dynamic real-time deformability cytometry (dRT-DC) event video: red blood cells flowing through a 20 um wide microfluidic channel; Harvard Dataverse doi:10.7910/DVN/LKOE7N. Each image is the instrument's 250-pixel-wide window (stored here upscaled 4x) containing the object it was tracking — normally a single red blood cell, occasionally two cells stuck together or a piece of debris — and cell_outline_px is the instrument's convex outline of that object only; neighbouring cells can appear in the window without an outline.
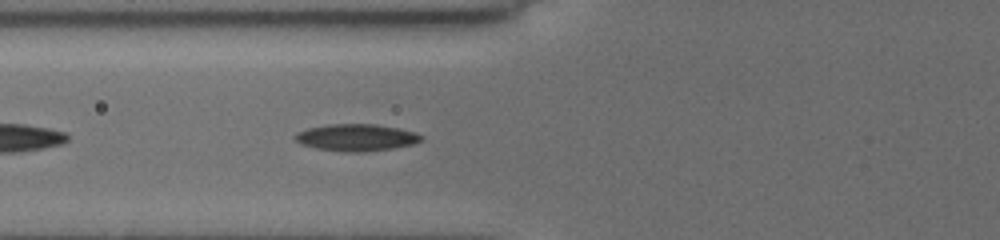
{"species": "common noctule bat (a hibernating species)", "species_latin": "Nyctalus noctula", "temperature_condition": "cold", "stored_images_in_passage": 37, "camera_frame_rate_fps": 3000, "um_per_image_px": 0.085, "animal": {"sex": "female", "body_mass_g": 19.5, "forearm_length_mm": 54.1}, "frame": {"image": 1, "passage_image": 5, "time_ms": 1.333, "image_size_px": [1000, 240], "cell_outline_px": [[424, 140], [412, 144], [392, 148], [364, 152], [348, 152], [316, 148], [300, 144], [292, 136], [296, 132], [308, 128], [328, 124], [376, 124], [400, 128], [416, 132], [424, 136]], "centroid_in_image_um": [30.3, 11.68], "position_along_channel_um": 95.5, "area_um2": 20.0}}
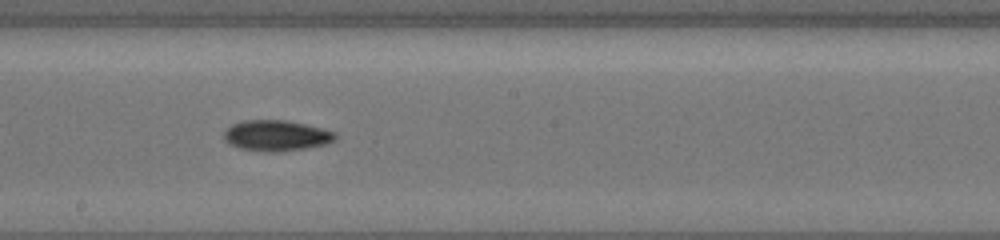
{"frame": {"image": 2, "passage_image": 15, "time_ms": 4.667, "image_size_px": [1000, 240], "cell_outline_px": [[336, 140], [324, 144], [304, 148], [280, 152], [264, 152], [240, 148], [228, 144], [224, 140], [224, 132], [232, 124], [244, 120], [288, 120], [336, 132]], "centroid_in_image_um": [23.46, 11.53], "position_along_channel_um": 224.7, "area_um2": 19.94}}
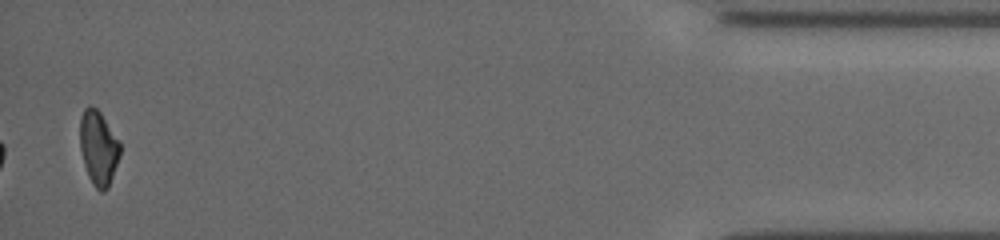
{"frame": {"image": 3, "passage_image": 36, "time_ms": 11.667, "image_size_px": [1000, 240], "cell_outline_px": [[120, 156], [108, 188], [104, 192], [100, 192], [92, 184], [88, 176], [84, 164], [80, 148], [80, 116], [84, 108], [88, 104], [92, 104], [100, 112], [120, 140]], "centroid_in_image_um": [8.37, 12.55], "position_along_channel_um": 426.8, "area_um2": 17.69}, "authors_computed_cell_mechanics": {"area_um2": 18.9584, "velocity_mm_per_s": 3.8735, "shape_relaxation_time_tau1_ms": 3.2059, "shape_relaxation_time_tau2_ms": null, "deformation_change_tau1": 0.1084, "deformation_change_tau2": null}}